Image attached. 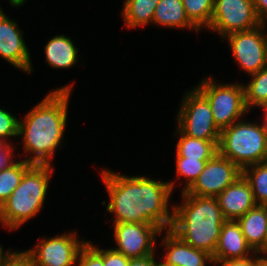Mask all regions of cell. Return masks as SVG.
<instances>
[{
	"label": "cell",
	"mask_w": 267,
	"mask_h": 266,
	"mask_svg": "<svg viewBox=\"0 0 267 266\" xmlns=\"http://www.w3.org/2000/svg\"><path fill=\"white\" fill-rule=\"evenodd\" d=\"M101 176L110 198L106 210L115 215L113 224H152L162 231L171 228L173 211H169L168 203L175 182L124 176L106 169L102 170Z\"/></svg>",
	"instance_id": "6da1fadb"
},
{
	"label": "cell",
	"mask_w": 267,
	"mask_h": 266,
	"mask_svg": "<svg viewBox=\"0 0 267 266\" xmlns=\"http://www.w3.org/2000/svg\"><path fill=\"white\" fill-rule=\"evenodd\" d=\"M71 89V84L54 89L24 120H19L18 136L23 138L24 151L33 154L25 161L52 165L51 159L62 142L66 127Z\"/></svg>",
	"instance_id": "7a4b0ae2"
},
{
	"label": "cell",
	"mask_w": 267,
	"mask_h": 266,
	"mask_svg": "<svg viewBox=\"0 0 267 266\" xmlns=\"http://www.w3.org/2000/svg\"><path fill=\"white\" fill-rule=\"evenodd\" d=\"M182 198V205H172L170 230L187 244L213 256L225 221L216 197L182 192Z\"/></svg>",
	"instance_id": "3957f363"
},
{
	"label": "cell",
	"mask_w": 267,
	"mask_h": 266,
	"mask_svg": "<svg viewBox=\"0 0 267 266\" xmlns=\"http://www.w3.org/2000/svg\"><path fill=\"white\" fill-rule=\"evenodd\" d=\"M53 170L49 164H32L25 171L20 184L0 207L3 226L15 230L40 212Z\"/></svg>",
	"instance_id": "277c9868"
},
{
	"label": "cell",
	"mask_w": 267,
	"mask_h": 266,
	"mask_svg": "<svg viewBox=\"0 0 267 266\" xmlns=\"http://www.w3.org/2000/svg\"><path fill=\"white\" fill-rule=\"evenodd\" d=\"M218 152L236 164L245 167L267 161V138L261 125L239 120L223 129Z\"/></svg>",
	"instance_id": "5b68a950"
},
{
	"label": "cell",
	"mask_w": 267,
	"mask_h": 266,
	"mask_svg": "<svg viewBox=\"0 0 267 266\" xmlns=\"http://www.w3.org/2000/svg\"><path fill=\"white\" fill-rule=\"evenodd\" d=\"M208 100L216 126L220 131L231 126L249 110L245 103L243 84H218L212 77L196 87Z\"/></svg>",
	"instance_id": "8992f818"
},
{
	"label": "cell",
	"mask_w": 267,
	"mask_h": 266,
	"mask_svg": "<svg viewBox=\"0 0 267 266\" xmlns=\"http://www.w3.org/2000/svg\"><path fill=\"white\" fill-rule=\"evenodd\" d=\"M183 97L178 113V129L185 135L202 140H220L207 98L195 87Z\"/></svg>",
	"instance_id": "52a82bcc"
},
{
	"label": "cell",
	"mask_w": 267,
	"mask_h": 266,
	"mask_svg": "<svg viewBox=\"0 0 267 266\" xmlns=\"http://www.w3.org/2000/svg\"><path fill=\"white\" fill-rule=\"evenodd\" d=\"M253 0H214V11L207 29L226 35L259 26Z\"/></svg>",
	"instance_id": "ba28073f"
},
{
	"label": "cell",
	"mask_w": 267,
	"mask_h": 266,
	"mask_svg": "<svg viewBox=\"0 0 267 266\" xmlns=\"http://www.w3.org/2000/svg\"><path fill=\"white\" fill-rule=\"evenodd\" d=\"M266 24L246 30L233 32L227 38L235 62L249 75L259 72L265 67V53L267 47Z\"/></svg>",
	"instance_id": "9c48e42d"
},
{
	"label": "cell",
	"mask_w": 267,
	"mask_h": 266,
	"mask_svg": "<svg viewBox=\"0 0 267 266\" xmlns=\"http://www.w3.org/2000/svg\"><path fill=\"white\" fill-rule=\"evenodd\" d=\"M75 233L60 234L44 240L32 249L26 250L33 266H74L78 255L87 241H79Z\"/></svg>",
	"instance_id": "30bf717a"
},
{
	"label": "cell",
	"mask_w": 267,
	"mask_h": 266,
	"mask_svg": "<svg viewBox=\"0 0 267 266\" xmlns=\"http://www.w3.org/2000/svg\"><path fill=\"white\" fill-rule=\"evenodd\" d=\"M242 175V170L217 152L209 159L194 184L185 191L189 195L217 197Z\"/></svg>",
	"instance_id": "8fae6325"
},
{
	"label": "cell",
	"mask_w": 267,
	"mask_h": 266,
	"mask_svg": "<svg viewBox=\"0 0 267 266\" xmlns=\"http://www.w3.org/2000/svg\"><path fill=\"white\" fill-rule=\"evenodd\" d=\"M114 250L133 259L154 255L155 238L163 232L158 226L144 223H116Z\"/></svg>",
	"instance_id": "7c38bea8"
},
{
	"label": "cell",
	"mask_w": 267,
	"mask_h": 266,
	"mask_svg": "<svg viewBox=\"0 0 267 266\" xmlns=\"http://www.w3.org/2000/svg\"><path fill=\"white\" fill-rule=\"evenodd\" d=\"M0 57L24 72L31 73V58L23 32L8 18L0 7Z\"/></svg>",
	"instance_id": "4fadbf2b"
},
{
	"label": "cell",
	"mask_w": 267,
	"mask_h": 266,
	"mask_svg": "<svg viewBox=\"0 0 267 266\" xmlns=\"http://www.w3.org/2000/svg\"><path fill=\"white\" fill-rule=\"evenodd\" d=\"M225 220H237L257 206L249 182L241 175L216 197Z\"/></svg>",
	"instance_id": "5bb4252c"
},
{
	"label": "cell",
	"mask_w": 267,
	"mask_h": 266,
	"mask_svg": "<svg viewBox=\"0 0 267 266\" xmlns=\"http://www.w3.org/2000/svg\"><path fill=\"white\" fill-rule=\"evenodd\" d=\"M161 244L165 245L163 263L167 266H206L207 262L214 264L211 254L187 244L170 229Z\"/></svg>",
	"instance_id": "9a60e30c"
},
{
	"label": "cell",
	"mask_w": 267,
	"mask_h": 266,
	"mask_svg": "<svg viewBox=\"0 0 267 266\" xmlns=\"http://www.w3.org/2000/svg\"><path fill=\"white\" fill-rule=\"evenodd\" d=\"M255 253L247 244L237 220H225L212 256L214 262L244 259Z\"/></svg>",
	"instance_id": "2e32d148"
},
{
	"label": "cell",
	"mask_w": 267,
	"mask_h": 266,
	"mask_svg": "<svg viewBox=\"0 0 267 266\" xmlns=\"http://www.w3.org/2000/svg\"><path fill=\"white\" fill-rule=\"evenodd\" d=\"M247 244L256 253L266 246L267 206L257 205L237 219Z\"/></svg>",
	"instance_id": "e0dca14e"
},
{
	"label": "cell",
	"mask_w": 267,
	"mask_h": 266,
	"mask_svg": "<svg viewBox=\"0 0 267 266\" xmlns=\"http://www.w3.org/2000/svg\"><path fill=\"white\" fill-rule=\"evenodd\" d=\"M46 62L53 68H70L77 62L78 48L65 35H56L45 45Z\"/></svg>",
	"instance_id": "ac0fdd59"
},
{
	"label": "cell",
	"mask_w": 267,
	"mask_h": 266,
	"mask_svg": "<svg viewBox=\"0 0 267 266\" xmlns=\"http://www.w3.org/2000/svg\"><path fill=\"white\" fill-rule=\"evenodd\" d=\"M153 23L170 28L199 30L189 21L182 0H160L154 11Z\"/></svg>",
	"instance_id": "d6986e66"
},
{
	"label": "cell",
	"mask_w": 267,
	"mask_h": 266,
	"mask_svg": "<svg viewBox=\"0 0 267 266\" xmlns=\"http://www.w3.org/2000/svg\"><path fill=\"white\" fill-rule=\"evenodd\" d=\"M176 134H180L177 142L176 157L188 159L209 160L218 152L220 140H202L183 134L178 128Z\"/></svg>",
	"instance_id": "ffe728a7"
},
{
	"label": "cell",
	"mask_w": 267,
	"mask_h": 266,
	"mask_svg": "<svg viewBox=\"0 0 267 266\" xmlns=\"http://www.w3.org/2000/svg\"><path fill=\"white\" fill-rule=\"evenodd\" d=\"M160 0H125L122 17L125 26L136 28L153 23L154 11Z\"/></svg>",
	"instance_id": "44dd1931"
},
{
	"label": "cell",
	"mask_w": 267,
	"mask_h": 266,
	"mask_svg": "<svg viewBox=\"0 0 267 266\" xmlns=\"http://www.w3.org/2000/svg\"><path fill=\"white\" fill-rule=\"evenodd\" d=\"M32 163L25 160L9 163L0 171V207L20 184L25 171Z\"/></svg>",
	"instance_id": "7402d4cb"
},
{
	"label": "cell",
	"mask_w": 267,
	"mask_h": 266,
	"mask_svg": "<svg viewBox=\"0 0 267 266\" xmlns=\"http://www.w3.org/2000/svg\"><path fill=\"white\" fill-rule=\"evenodd\" d=\"M242 175L251 186L256 204L267 206V161L245 167Z\"/></svg>",
	"instance_id": "603a6c76"
},
{
	"label": "cell",
	"mask_w": 267,
	"mask_h": 266,
	"mask_svg": "<svg viewBox=\"0 0 267 266\" xmlns=\"http://www.w3.org/2000/svg\"><path fill=\"white\" fill-rule=\"evenodd\" d=\"M251 81L244 86L245 103L250 107L267 106V67L252 75Z\"/></svg>",
	"instance_id": "cb8c5ba5"
},
{
	"label": "cell",
	"mask_w": 267,
	"mask_h": 266,
	"mask_svg": "<svg viewBox=\"0 0 267 266\" xmlns=\"http://www.w3.org/2000/svg\"><path fill=\"white\" fill-rule=\"evenodd\" d=\"M189 21L198 29L209 27L214 11V0H182Z\"/></svg>",
	"instance_id": "d4e9b609"
},
{
	"label": "cell",
	"mask_w": 267,
	"mask_h": 266,
	"mask_svg": "<svg viewBox=\"0 0 267 266\" xmlns=\"http://www.w3.org/2000/svg\"><path fill=\"white\" fill-rule=\"evenodd\" d=\"M208 160L188 159L187 157L176 158V171L178 178H186V186L183 188V192L187 191L197 180L198 176L204 169V166Z\"/></svg>",
	"instance_id": "484cf974"
},
{
	"label": "cell",
	"mask_w": 267,
	"mask_h": 266,
	"mask_svg": "<svg viewBox=\"0 0 267 266\" xmlns=\"http://www.w3.org/2000/svg\"><path fill=\"white\" fill-rule=\"evenodd\" d=\"M79 266H104V250L87 242L78 255Z\"/></svg>",
	"instance_id": "4316f807"
},
{
	"label": "cell",
	"mask_w": 267,
	"mask_h": 266,
	"mask_svg": "<svg viewBox=\"0 0 267 266\" xmlns=\"http://www.w3.org/2000/svg\"><path fill=\"white\" fill-rule=\"evenodd\" d=\"M19 119L10 112L0 109V142L7 143V138L18 136Z\"/></svg>",
	"instance_id": "83f0119b"
},
{
	"label": "cell",
	"mask_w": 267,
	"mask_h": 266,
	"mask_svg": "<svg viewBox=\"0 0 267 266\" xmlns=\"http://www.w3.org/2000/svg\"><path fill=\"white\" fill-rule=\"evenodd\" d=\"M2 266H33V263L31 257L26 251H12V253L3 262Z\"/></svg>",
	"instance_id": "f1b7e54d"
},
{
	"label": "cell",
	"mask_w": 267,
	"mask_h": 266,
	"mask_svg": "<svg viewBox=\"0 0 267 266\" xmlns=\"http://www.w3.org/2000/svg\"><path fill=\"white\" fill-rule=\"evenodd\" d=\"M129 259L114 248L104 250V266H128Z\"/></svg>",
	"instance_id": "f546056e"
},
{
	"label": "cell",
	"mask_w": 267,
	"mask_h": 266,
	"mask_svg": "<svg viewBox=\"0 0 267 266\" xmlns=\"http://www.w3.org/2000/svg\"><path fill=\"white\" fill-rule=\"evenodd\" d=\"M11 146V144L0 142V171L13 161L14 148Z\"/></svg>",
	"instance_id": "4dcf8cb0"
},
{
	"label": "cell",
	"mask_w": 267,
	"mask_h": 266,
	"mask_svg": "<svg viewBox=\"0 0 267 266\" xmlns=\"http://www.w3.org/2000/svg\"><path fill=\"white\" fill-rule=\"evenodd\" d=\"M259 253H253V257L250 256L244 259H235V260H227V261H219L214 262V264H220L221 266H255L256 258L254 256Z\"/></svg>",
	"instance_id": "1f68e13d"
},
{
	"label": "cell",
	"mask_w": 267,
	"mask_h": 266,
	"mask_svg": "<svg viewBox=\"0 0 267 266\" xmlns=\"http://www.w3.org/2000/svg\"><path fill=\"white\" fill-rule=\"evenodd\" d=\"M253 3L259 22L265 25L267 20V0H253Z\"/></svg>",
	"instance_id": "d6a6232c"
},
{
	"label": "cell",
	"mask_w": 267,
	"mask_h": 266,
	"mask_svg": "<svg viewBox=\"0 0 267 266\" xmlns=\"http://www.w3.org/2000/svg\"><path fill=\"white\" fill-rule=\"evenodd\" d=\"M156 261L154 255H150L144 258L129 259L128 266H155Z\"/></svg>",
	"instance_id": "836d02e7"
},
{
	"label": "cell",
	"mask_w": 267,
	"mask_h": 266,
	"mask_svg": "<svg viewBox=\"0 0 267 266\" xmlns=\"http://www.w3.org/2000/svg\"><path fill=\"white\" fill-rule=\"evenodd\" d=\"M267 255L265 254V256H256V262H255V266H267ZM266 257V258H265Z\"/></svg>",
	"instance_id": "e575fe53"
},
{
	"label": "cell",
	"mask_w": 267,
	"mask_h": 266,
	"mask_svg": "<svg viewBox=\"0 0 267 266\" xmlns=\"http://www.w3.org/2000/svg\"><path fill=\"white\" fill-rule=\"evenodd\" d=\"M12 252L10 250H7L5 253L3 252V247L0 246V266H2L3 262L7 259V257Z\"/></svg>",
	"instance_id": "d590c367"
},
{
	"label": "cell",
	"mask_w": 267,
	"mask_h": 266,
	"mask_svg": "<svg viewBox=\"0 0 267 266\" xmlns=\"http://www.w3.org/2000/svg\"><path fill=\"white\" fill-rule=\"evenodd\" d=\"M262 108L265 111V114H264L265 115V118H264L265 121L263 122V124L261 126L263 129L264 135L267 138V106H264Z\"/></svg>",
	"instance_id": "8d00e7d4"
},
{
	"label": "cell",
	"mask_w": 267,
	"mask_h": 266,
	"mask_svg": "<svg viewBox=\"0 0 267 266\" xmlns=\"http://www.w3.org/2000/svg\"><path fill=\"white\" fill-rule=\"evenodd\" d=\"M25 1L27 0H9L10 4L13 5V7L21 6Z\"/></svg>",
	"instance_id": "74e56055"
},
{
	"label": "cell",
	"mask_w": 267,
	"mask_h": 266,
	"mask_svg": "<svg viewBox=\"0 0 267 266\" xmlns=\"http://www.w3.org/2000/svg\"><path fill=\"white\" fill-rule=\"evenodd\" d=\"M259 254H263V255L267 254V239H266V246H265V248Z\"/></svg>",
	"instance_id": "f35d334b"
},
{
	"label": "cell",
	"mask_w": 267,
	"mask_h": 266,
	"mask_svg": "<svg viewBox=\"0 0 267 266\" xmlns=\"http://www.w3.org/2000/svg\"><path fill=\"white\" fill-rule=\"evenodd\" d=\"M265 67H267V47H266V53H265Z\"/></svg>",
	"instance_id": "ab89813d"
},
{
	"label": "cell",
	"mask_w": 267,
	"mask_h": 266,
	"mask_svg": "<svg viewBox=\"0 0 267 266\" xmlns=\"http://www.w3.org/2000/svg\"><path fill=\"white\" fill-rule=\"evenodd\" d=\"M155 266H167V265H165L163 262H159V263L156 262Z\"/></svg>",
	"instance_id": "60d3db41"
}]
</instances>
